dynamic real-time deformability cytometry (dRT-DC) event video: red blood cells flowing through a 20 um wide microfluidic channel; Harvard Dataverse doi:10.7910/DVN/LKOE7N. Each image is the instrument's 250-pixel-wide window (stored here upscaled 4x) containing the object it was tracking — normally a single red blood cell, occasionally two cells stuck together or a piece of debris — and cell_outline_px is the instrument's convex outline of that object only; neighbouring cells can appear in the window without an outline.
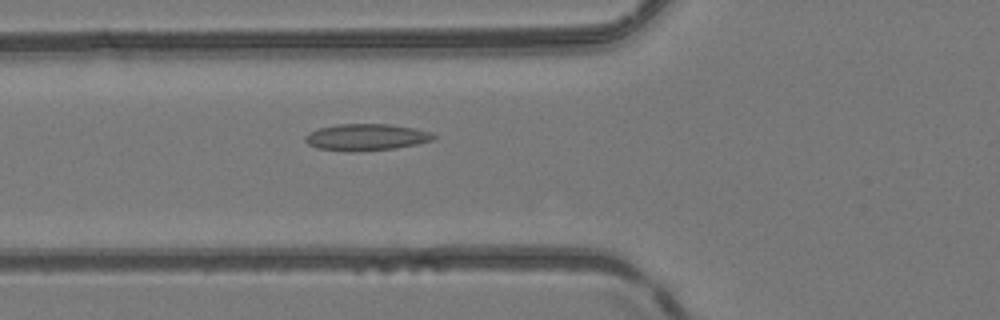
{"species": "common noctule bat (a hibernating species)", "species_latin": "Nyctalus noctula", "temperature_condition": "room temperature", "stored_images_in_passage": 49, "camera_frame_rate_fps": 3000, "um_per_image_px": 0.085, "animal": {"sex": "female", "body_mass_g": 24.6, "forearm_length_mm": 56.2}, "frame": {"image": 1, "passage_image": 18, "time_ms": 5.667, "image_size_px": [1000, 320], "cell_outline_px": [[436, 136], [432, 140], [416, 144], [396, 148], [352, 152], [348, 152], [316, 148], [308, 144], [304, 140], [304, 136], [308, 132], [320, 128], [336, 124], [388, 124], [416, 128], [432, 132]], "centroid_in_image_um": [31.1, 11.66], "position_along_channel_um": 94.7, "area_um2": 20.11}}
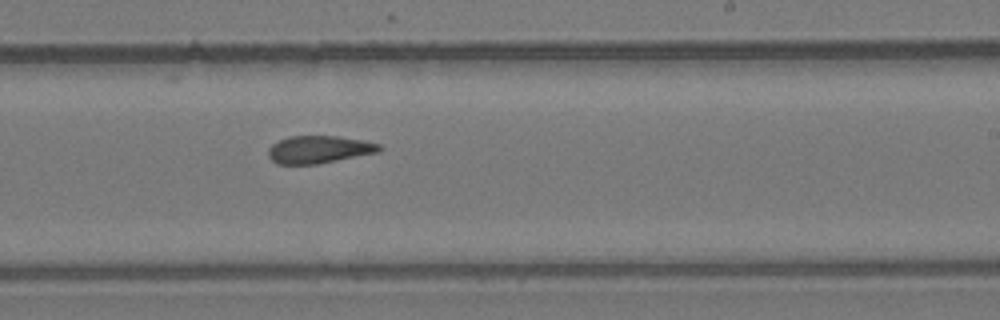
{"frame": {"image": 2, "passage_image": 30, "time_ms": 9.667, "image_size_px": [1000, 320], "cell_outline_px": [[384, 148], [380, 152], [316, 164], [276, 164], [268, 156], [268, 148], [272, 144], [288, 136], [336, 136], [360, 140], [380, 144]], "centroid_in_image_um": [27.11, 12.71], "position_along_channel_um": 261.9, "area_um2": 17.8}}
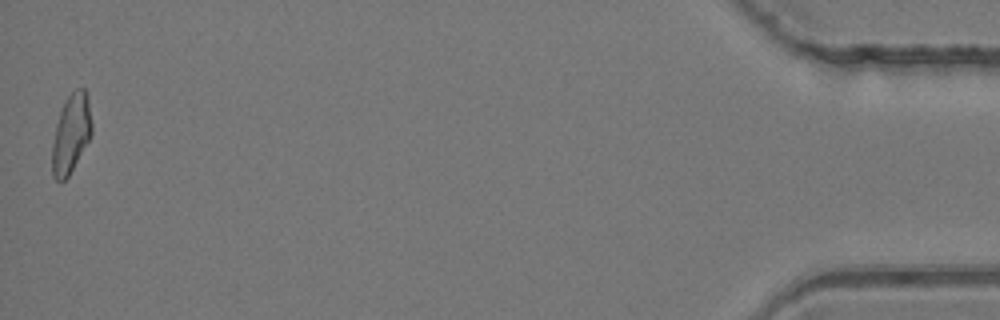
{"frame": {"image": 3, "passage_image": 49, "time_ms": 16.0, "image_size_px": [1000, 320], "cell_outline_px": [[92, 132], [88, 140], [68, 176], [60, 184], [52, 176], [52, 144], [56, 124], [60, 112], [68, 96], [76, 88], [84, 88], [88, 96], [92, 124]], "centroid_in_image_um": [6.03, 11.36], "position_along_channel_um": 429.2, "area_um2": 18.03}, "authors_computed_cell_mechanics": {"area_um2": 18.5538, "velocity_mm_per_s": 4.1701, "shape_relaxation_time_tau1_ms": null, "shape_relaxation_time_tau2_ms": 2.855, "deformation_change_tau1": null, "deformation_change_tau2": 0.1064}}